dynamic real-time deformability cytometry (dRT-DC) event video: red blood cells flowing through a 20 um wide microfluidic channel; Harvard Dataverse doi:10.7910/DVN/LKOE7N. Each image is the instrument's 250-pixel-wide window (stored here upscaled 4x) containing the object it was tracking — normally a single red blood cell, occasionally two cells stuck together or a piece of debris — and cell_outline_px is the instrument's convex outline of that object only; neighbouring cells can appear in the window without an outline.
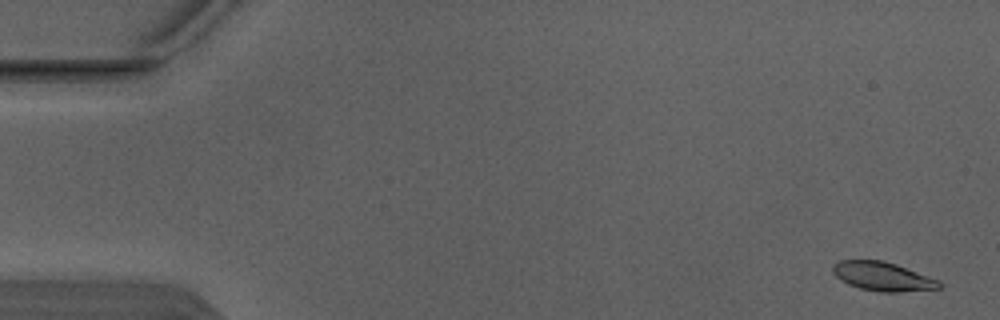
{"species": "Egyptian fruit bat (a non-hibernating species)", "species_latin": "Rousettus aegyptiacus", "temperature_condition": "warm", "stored_images_in_passage": 5, "camera_frame_rate_fps": 3000, "um_per_image_px": 0.085, "animal": {"sex": "male"}, "frame": {"image": 1, "passage_image": 1, "time_ms": 0.0, "image_size_px": [1000, 320], "cell_outline_px": [[944, 284], [940, 288], [900, 292], [880, 292], [860, 288], [848, 284], [840, 280], [832, 272], [832, 264], [840, 260], [884, 260], [896, 264], [940, 280]], "centroid_in_image_um": [75.03, 23.49], "position_along_channel_um": 10.0, "area_um2": 18.09}}
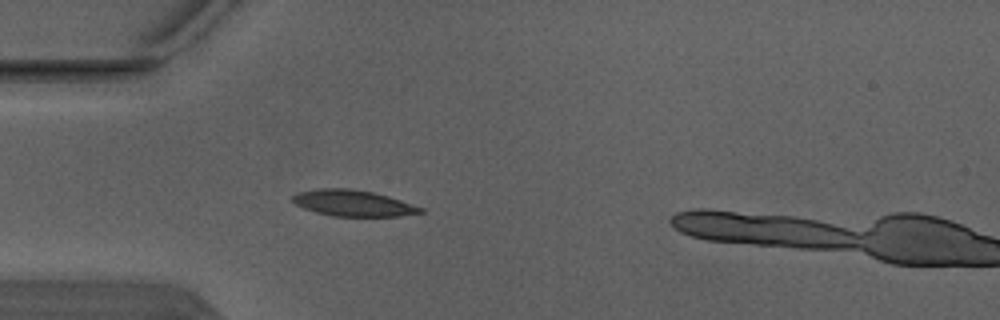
{"frame": {"image": 2, "passage_image": 4, "time_ms": 1.0, "image_size_px": [1000, 320], "cell_outline_px": [[424, 212], [396, 216], [332, 216], [316, 212], [304, 208], [296, 204], [292, 200], [292, 196], [296, 192], [316, 188], [352, 188], [372, 192], [388, 196], [424, 208]], "centroid_in_image_um": [29.97, 17.25], "position_along_channel_um": 55.0, "area_um2": 19.48}}